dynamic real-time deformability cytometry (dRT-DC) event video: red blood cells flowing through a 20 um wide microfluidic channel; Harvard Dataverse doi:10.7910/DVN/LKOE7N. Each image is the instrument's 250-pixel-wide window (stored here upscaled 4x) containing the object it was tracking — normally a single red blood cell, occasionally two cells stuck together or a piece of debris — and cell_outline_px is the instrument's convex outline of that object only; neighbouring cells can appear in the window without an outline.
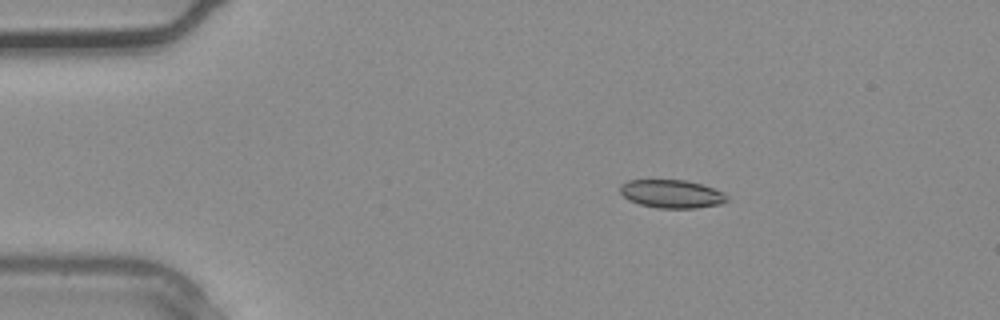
{"species": "common noctule bat (a hibernating species)", "species_latin": "Nyctalus noctula", "temperature_condition": "warm", "stored_images_in_passage": 2, "camera_frame_rate_fps": 3000, "um_per_image_px": 0.085, "animal": {"sex": "male", "body_mass_g": 20.4}, "frame": {"image": 1, "passage_image": 1, "time_ms": 0.0, "image_size_px": [1000, 320], "cell_outline_px": [[728, 200], [720, 204], [696, 208], [656, 208], [640, 204], [628, 200], [620, 192], [620, 184], [628, 180], [684, 180], [700, 184], [724, 192], [728, 196]], "centroid_in_image_um": [57.08, 16.48], "position_along_channel_um": 27.9, "area_um2": 17.57}}